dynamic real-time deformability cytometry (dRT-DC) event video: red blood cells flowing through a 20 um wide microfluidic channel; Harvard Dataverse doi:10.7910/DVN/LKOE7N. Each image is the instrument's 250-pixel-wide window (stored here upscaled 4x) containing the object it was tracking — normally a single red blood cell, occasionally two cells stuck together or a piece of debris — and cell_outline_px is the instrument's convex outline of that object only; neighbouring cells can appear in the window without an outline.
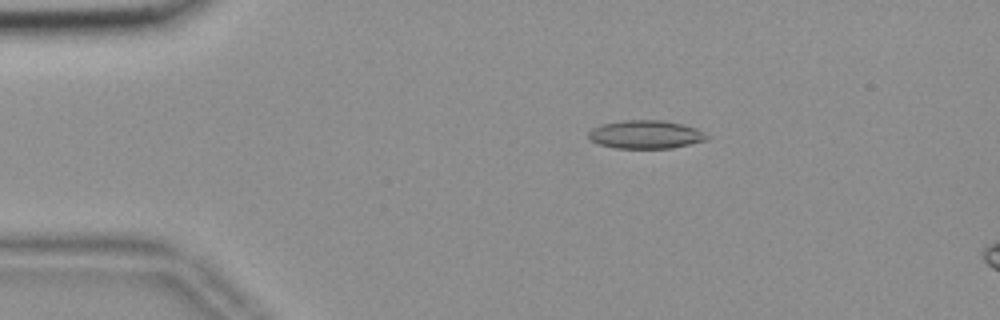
{"species": "common noctule bat (a hibernating species)", "species_latin": "Nyctalus noctula", "temperature_condition": "room temperature", "stored_images_in_passage": 14, "camera_frame_rate_fps": 3000, "um_per_image_px": 0.085, "animal": {"sex": "female", "body_mass_g": 18.4}, "frame": {"image": 1, "passage_image": 8, "time_ms": 2.333, "image_size_px": [1000, 320], "cell_outline_px": [[708, 140], [672, 148], [616, 148], [600, 144], [592, 140], [588, 136], [588, 132], [592, 128], [604, 124], [624, 120], [664, 120], [696, 128], [704, 132], [708, 136]], "centroid_in_image_um": [54.91, 11.43], "position_along_channel_um": 30.1, "area_um2": 19.36}}